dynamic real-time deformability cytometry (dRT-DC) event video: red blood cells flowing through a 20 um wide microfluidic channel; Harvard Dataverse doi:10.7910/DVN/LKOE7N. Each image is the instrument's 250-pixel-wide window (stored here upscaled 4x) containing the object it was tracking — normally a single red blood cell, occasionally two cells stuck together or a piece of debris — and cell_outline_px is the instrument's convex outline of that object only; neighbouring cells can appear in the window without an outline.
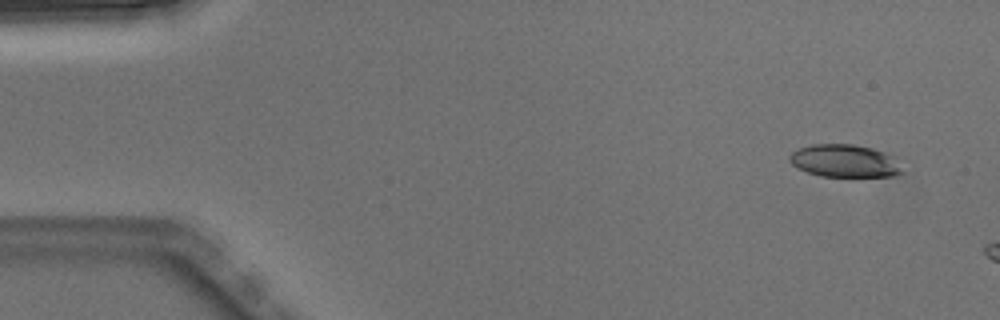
{"species": "Egyptian fruit bat (a non-hibernating species)", "species_latin": "Rousettus aegyptiacus", "temperature_condition": "warm", "stored_images_in_passage": 3, "camera_frame_rate_fps": 3000, "um_per_image_px": 0.085, "animal": {"sex": "male"}, "frame": {"image": 1, "passage_image": 1, "time_ms": 0.0, "image_size_px": [1000, 320], "cell_outline_px": [[904, 172], [892, 176], [820, 176], [808, 172], [792, 164], [788, 160], [788, 156], [792, 152], [800, 148], [812, 144], [852, 144], [872, 148], [884, 152], [892, 156]], "centroid_in_image_um": [71.77, 13.67], "position_along_channel_um": 13.2, "area_um2": 21.21}}